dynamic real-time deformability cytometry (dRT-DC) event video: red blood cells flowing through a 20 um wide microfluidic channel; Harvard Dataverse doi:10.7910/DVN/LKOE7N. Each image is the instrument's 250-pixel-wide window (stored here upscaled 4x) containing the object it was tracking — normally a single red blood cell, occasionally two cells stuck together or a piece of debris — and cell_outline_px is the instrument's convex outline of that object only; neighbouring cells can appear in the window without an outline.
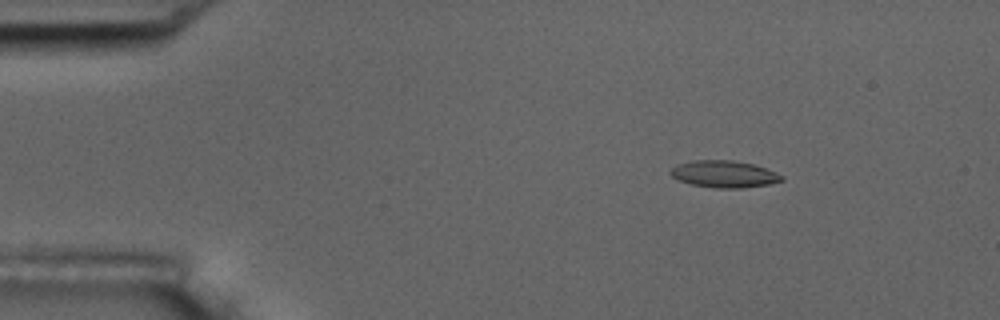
{"species": "common noctule bat (a hibernating species)", "species_latin": "Nyctalus noctula", "temperature_condition": "room temperature", "stored_images_in_passage": 9, "camera_frame_rate_fps": 3000, "um_per_image_px": 0.085, "animal": {"sex": "male", "body_mass_g": 17.5, "forearm_length_mm": 52.3}, "frame": {"image": 1, "passage_image": 2, "time_ms": 0.333, "image_size_px": [1000, 320], "cell_outline_px": [[784, 180], [768, 184], [740, 188], [716, 188], [692, 184], [680, 180], [672, 176], [668, 172], [676, 164], [692, 160], [732, 160], [752, 164], [776, 172], [784, 176]], "centroid_in_image_um": [61.53, 14.79], "position_along_channel_um": 23.5, "area_um2": 17.34}}
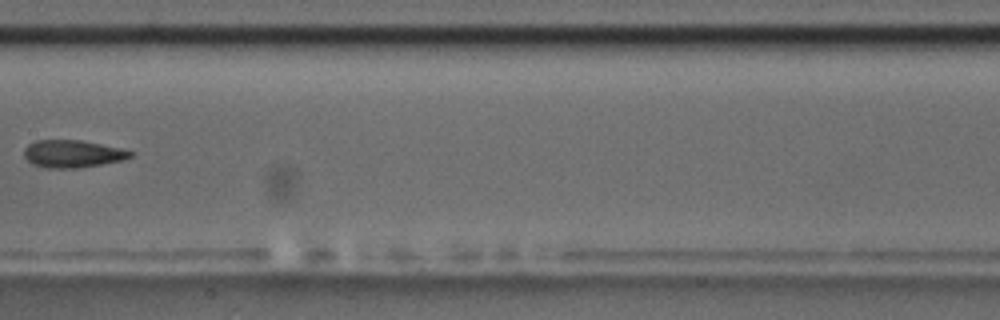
{"frame": {"image": 2, "passage_image": 8, "time_ms": 2.333, "image_size_px": [1000, 320], "cell_outline_px": [[136, 152], [132, 156], [120, 160], [80, 168], [48, 168], [32, 164], [24, 156], [24, 148], [28, 144], [36, 140], [80, 140], [120, 148]], "centroid_in_image_um": [6.14, 13.07], "position_along_channel_um": 201.3, "area_um2": 16.94}}
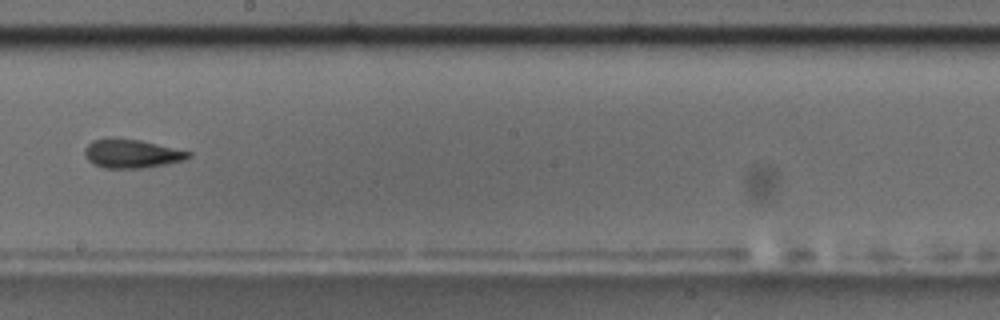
{"frame": {"image": 3, "passage_image": 9, "time_ms": 2.667, "image_size_px": [1000, 320], "cell_outline_px": [[192, 156], [184, 160], [168, 164], [144, 168], [104, 168], [88, 160], [84, 156], [84, 148], [92, 140], [108, 136], [112, 136], [140, 140], [192, 152]], "centroid_in_image_um": [11.17, 13.04], "position_along_channel_um": 237.0, "area_um2": 17.74}}